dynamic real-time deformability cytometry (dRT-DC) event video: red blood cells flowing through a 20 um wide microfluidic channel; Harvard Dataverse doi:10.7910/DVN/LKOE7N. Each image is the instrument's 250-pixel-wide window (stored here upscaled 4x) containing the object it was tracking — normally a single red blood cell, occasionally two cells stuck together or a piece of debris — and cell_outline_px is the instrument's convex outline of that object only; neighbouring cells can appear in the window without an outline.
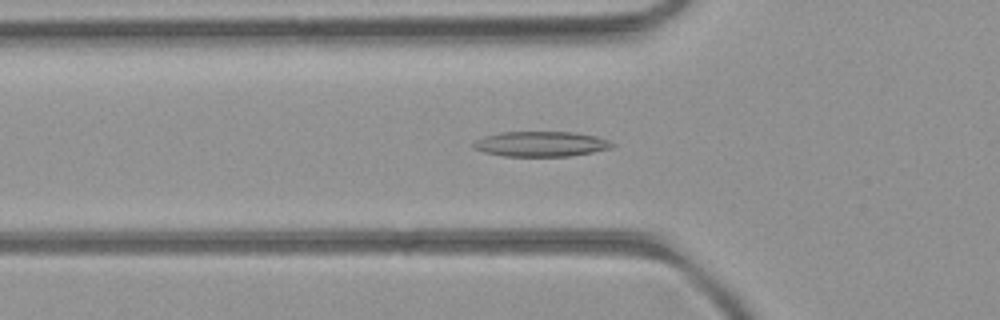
{"species": "common noctule bat (a hibernating species)", "species_latin": "Nyctalus noctula", "temperature_condition": "room temperature", "stored_images_in_passage": 48, "camera_frame_rate_fps": 3000, "um_per_image_px": 0.085, "animal": {"sex": "female", "body_mass_g": 21.9}, "frame": {"image": 1, "passage_image": 14, "time_ms": 4.333, "image_size_px": [1000, 320], "cell_outline_px": [[616, 144], [612, 148], [572, 156], [504, 156], [484, 152], [472, 148], [472, 140], [484, 136], [500, 132], [572, 132], [596, 136], [608, 140]], "centroid_in_image_um": [45.94, 12.24], "position_along_channel_um": 79.9, "area_um2": 20.52}}
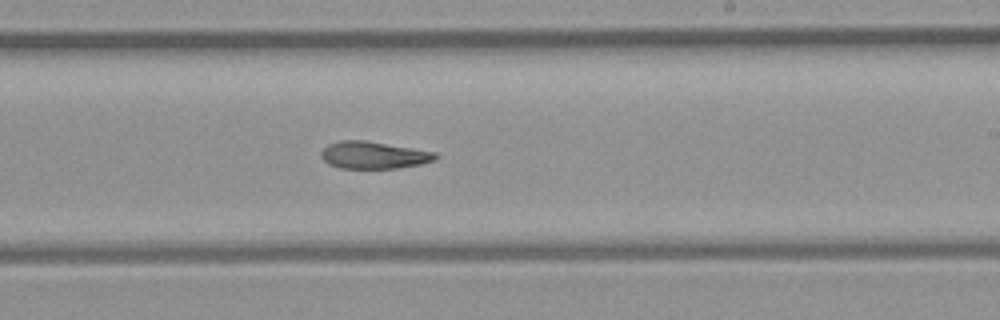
{"frame": {"image": 2, "passage_image": 27, "time_ms": 8.667, "image_size_px": [1000, 320], "cell_outline_px": [[440, 156], [436, 160], [420, 164], [396, 168], [340, 168], [328, 164], [320, 156], [320, 152], [328, 144], [340, 140], [364, 140], [436, 152]], "centroid_in_image_um": [31.76, 13.18], "position_along_channel_um": 257.2, "area_um2": 18.15}}
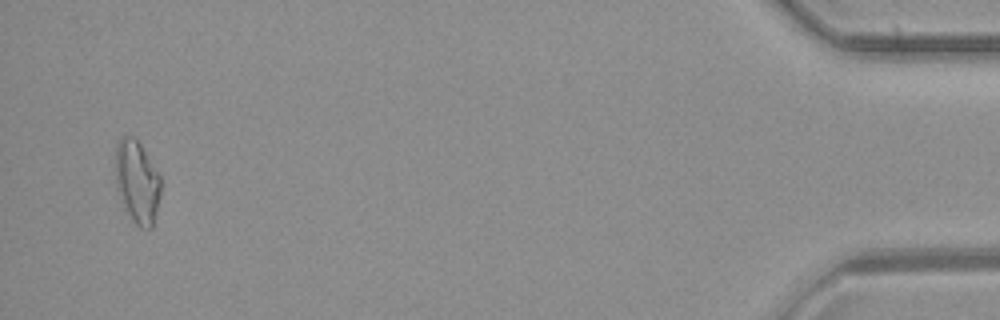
{"frame": {"image": 3, "passage_image": 46, "time_ms": 15.0, "image_size_px": [1000, 320], "cell_outline_px": [[160, 196], [152, 228], [140, 228], [136, 224], [128, 212], [124, 204], [116, 184], [116, 144], [120, 136], [132, 136], [140, 144], [160, 176]], "centroid_in_image_um": [11.66, 15.44], "position_along_channel_um": 423.5, "area_um2": 21.33}, "authors_computed_cell_mechanics": {"area_um2": 19.1896, "velocity_mm_per_s": 4.0828, "shape_relaxation_time_tau1_ms": null, "shape_relaxation_time_tau2_ms": 9.7706, "deformation_change_tau1": null, "deformation_change_tau2": 0.217}}